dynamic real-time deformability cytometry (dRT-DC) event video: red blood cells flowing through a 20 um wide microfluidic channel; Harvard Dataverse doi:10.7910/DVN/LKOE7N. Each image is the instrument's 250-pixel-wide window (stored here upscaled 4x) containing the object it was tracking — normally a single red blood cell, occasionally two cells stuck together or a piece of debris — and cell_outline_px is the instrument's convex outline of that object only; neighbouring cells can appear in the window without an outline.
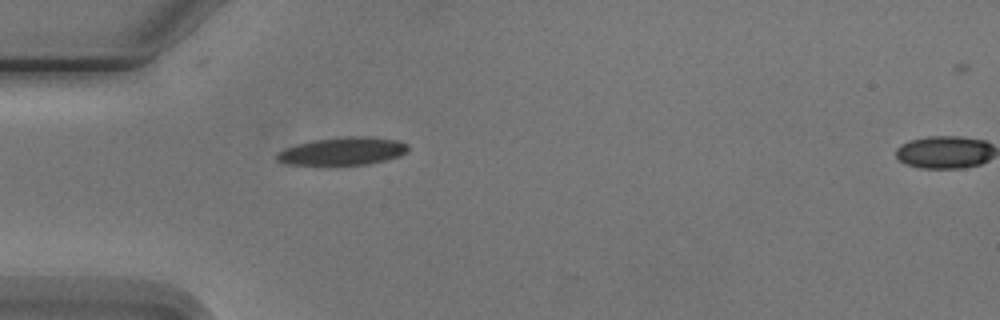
{"species": "Egyptian fruit bat (a non-hibernating species)", "species_latin": "Rousettus aegyptiacus", "temperature_condition": "cold", "stored_images_in_passage": 2, "segment_of_instrument_passage": [1, 2], "camera_frame_rate_fps": 3000, "um_per_image_px": 0.085, "animal": {"sex": "male"}, "frame": {"image": 1, "passage_image": 1, "time_ms": 0.0, "image_size_px": [1000, 320], "cell_outline_px": [[408, 148], [404, 152], [396, 156], [364, 164], [284, 164], [276, 160], [276, 152], [284, 148], [296, 144], [316, 140], [348, 136], [364, 136], [400, 140], [408, 144]], "centroid_in_image_um": [29.06, 12.83], "position_along_channel_um": 55.9, "area_um2": 20.81}}